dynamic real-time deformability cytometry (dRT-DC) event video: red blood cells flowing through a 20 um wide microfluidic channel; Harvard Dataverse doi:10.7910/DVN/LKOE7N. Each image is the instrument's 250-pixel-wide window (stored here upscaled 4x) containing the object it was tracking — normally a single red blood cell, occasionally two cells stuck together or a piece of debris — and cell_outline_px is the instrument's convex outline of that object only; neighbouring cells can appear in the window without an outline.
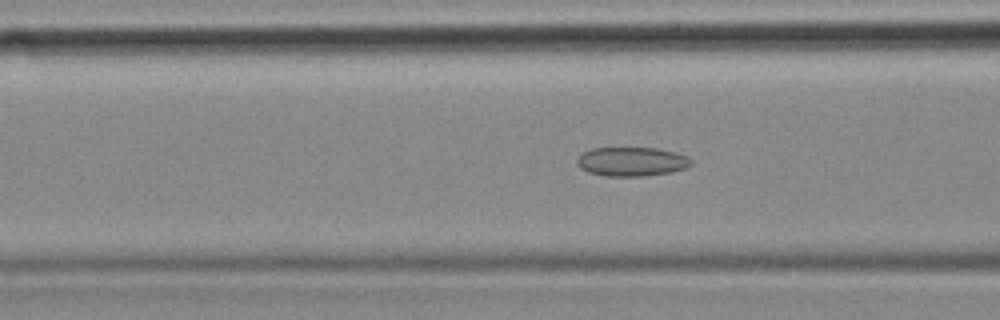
{"species": "common noctule bat (a hibernating species)", "species_latin": "Nyctalus noctula", "temperature_condition": "cold", "stored_images_in_passage": 56, "camera_frame_rate_fps": 3000, "um_per_image_px": 0.085, "animal": {"sex": "female", "body_mass_g": 18.4}, "frame": {"image": 1, "passage_image": 21, "time_ms": 6.667, "image_size_px": [1000, 320], "cell_outline_px": [[692, 164], [684, 168], [672, 172], [644, 176], [604, 176], [588, 172], [580, 168], [576, 164], [576, 160], [584, 152], [592, 148], [656, 148], [676, 152], [688, 156], [692, 160]], "centroid_in_image_um": [53.7, 13.74], "position_along_channel_um": 112.9, "area_um2": 19.42}}
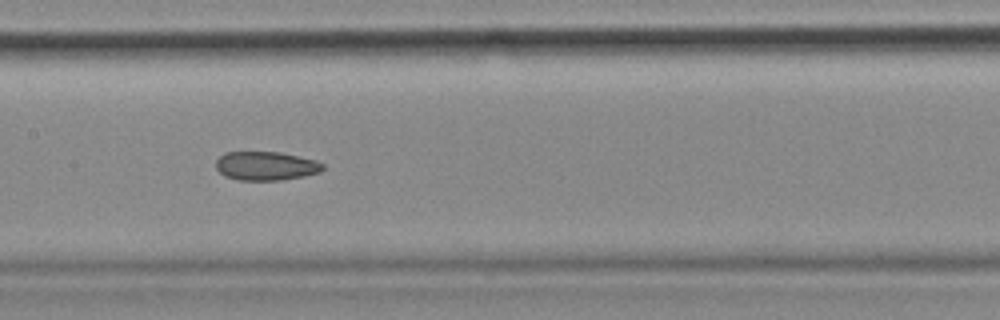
{"frame": {"image": 2, "passage_image": 27, "time_ms": 8.667, "image_size_px": [1000, 320], "cell_outline_px": [[324, 168], [320, 172], [304, 176], [280, 180], [240, 180], [224, 176], [216, 168], [216, 160], [224, 152], [280, 152], [316, 160], [324, 164]], "centroid_in_image_um": [22.6, 14.1], "position_along_channel_um": 184.8, "area_um2": 17.98}}
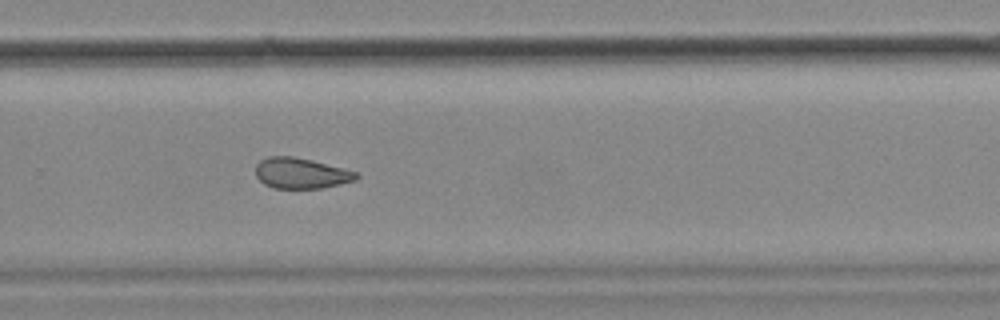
{"frame": {"image": 3, "passage_image": 37, "time_ms": 12.0, "image_size_px": [1000, 320], "cell_outline_px": [[360, 176], [356, 180], [340, 184], [320, 188], [272, 188], [264, 184], [256, 176], [256, 164], [260, 160], [268, 156], [292, 156], [312, 160], [360, 172]], "centroid_in_image_um": [25.61, 14.72], "position_along_channel_um": 304.2, "area_um2": 18.15}, "authors_computed_cell_mechanics": {"area_um2": 19.6809, "velocity_mm_per_s": 3.5951, "shape_relaxation_time_tau1_ms": null, "shape_relaxation_time_tau2_ms": 3.2047, "deformation_change_tau1": null, "deformation_change_tau2": 0.0878}}